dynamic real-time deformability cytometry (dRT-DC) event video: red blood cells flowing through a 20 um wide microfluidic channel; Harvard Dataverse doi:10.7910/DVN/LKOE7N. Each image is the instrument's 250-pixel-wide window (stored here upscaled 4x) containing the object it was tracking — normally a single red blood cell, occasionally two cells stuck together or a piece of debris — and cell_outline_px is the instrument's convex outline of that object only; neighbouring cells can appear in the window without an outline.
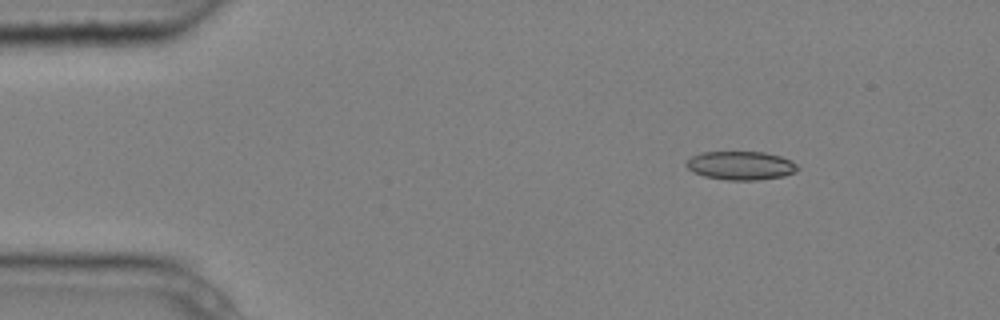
{"species": "common noctule bat (a hibernating species)", "species_latin": "Nyctalus noctula", "temperature_condition": "cold", "stored_images_in_passage": 4, "camera_frame_rate_fps": 3000, "um_per_image_px": 0.085, "animal": {"sex": "male", "body_mass_g": 20.4}, "frame": {"image": 1, "passage_image": 2, "time_ms": 0.333, "image_size_px": [1000, 320], "cell_outline_px": [[800, 168], [796, 172], [784, 176], [760, 180], [728, 180], [704, 176], [688, 168], [684, 164], [692, 156], [704, 152], [764, 152], [780, 156], [792, 160]], "centroid_in_image_um": [63.02, 14.07], "position_along_channel_um": 22.0, "area_um2": 18.55}}